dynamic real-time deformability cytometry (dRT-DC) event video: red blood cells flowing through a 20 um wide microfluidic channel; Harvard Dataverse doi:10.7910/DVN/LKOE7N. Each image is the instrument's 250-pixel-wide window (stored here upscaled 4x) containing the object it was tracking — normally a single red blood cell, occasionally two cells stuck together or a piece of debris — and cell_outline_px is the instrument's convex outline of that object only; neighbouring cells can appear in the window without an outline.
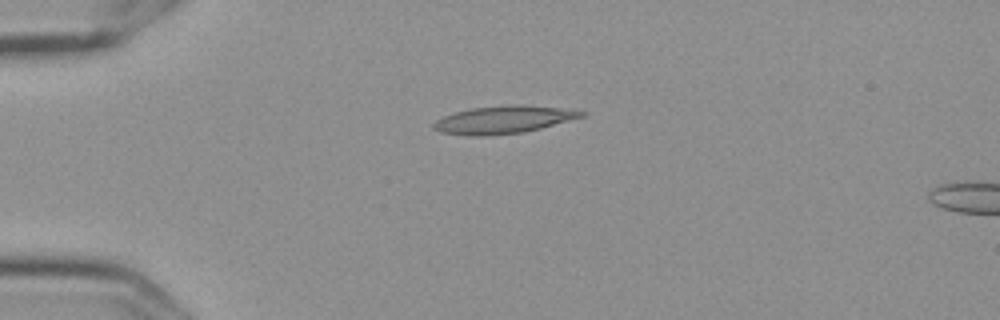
{"species": "Egyptian fruit bat (a non-hibernating species)", "species_latin": "Rousettus aegyptiacus", "temperature_condition": "cold", "stored_images_in_passage": 6, "camera_frame_rate_fps": 3000, "um_per_image_px": 0.085, "frame": {"image": 1, "passage_image": 6, "time_ms": 1.667, "image_size_px": [1000, 320], "cell_outline_px": [[588, 112], [584, 116], [540, 128], [524, 132], [488, 136], [464, 136], [440, 132], [432, 128], [432, 124], [436, 120], [444, 116], [456, 112], [472, 108], [508, 104], [520, 104], [560, 108]], "centroid_in_image_um": [42.75, 10.18], "position_along_channel_um": 42.3, "area_um2": 23.87}}